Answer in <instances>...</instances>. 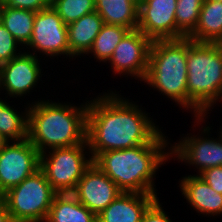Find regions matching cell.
<instances>
[{
	"label": "cell",
	"mask_w": 222,
	"mask_h": 222,
	"mask_svg": "<svg viewBox=\"0 0 222 222\" xmlns=\"http://www.w3.org/2000/svg\"><path fill=\"white\" fill-rule=\"evenodd\" d=\"M179 183L182 195L195 211L207 217L222 215V194L213 190L198 175H186Z\"/></svg>",
	"instance_id": "cell-16"
},
{
	"label": "cell",
	"mask_w": 222,
	"mask_h": 222,
	"mask_svg": "<svg viewBox=\"0 0 222 222\" xmlns=\"http://www.w3.org/2000/svg\"><path fill=\"white\" fill-rule=\"evenodd\" d=\"M141 222H172L157 198L145 211Z\"/></svg>",
	"instance_id": "cell-29"
},
{
	"label": "cell",
	"mask_w": 222,
	"mask_h": 222,
	"mask_svg": "<svg viewBox=\"0 0 222 222\" xmlns=\"http://www.w3.org/2000/svg\"><path fill=\"white\" fill-rule=\"evenodd\" d=\"M3 5L38 12L51 6V0H3Z\"/></svg>",
	"instance_id": "cell-27"
},
{
	"label": "cell",
	"mask_w": 222,
	"mask_h": 222,
	"mask_svg": "<svg viewBox=\"0 0 222 222\" xmlns=\"http://www.w3.org/2000/svg\"><path fill=\"white\" fill-rule=\"evenodd\" d=\"M122 191L94 163L84 172L72 194L98 216Z\"/></svg>",
	"instance_id": "cell-14"
},
{
	"label": "cell",
	"mask_w": 222,
	"mask_h": 222,
	"mask_svg": "<svg viewBox=\"0 0 222 222\" xmlns=\"http://www.w3.org/2000/svg\"><path fill=\"white\" fill-rule=\"evenodd\" d=\"M2 6H3V0H0V12L2 10Z\"/></svg>",
	"instance_id": "cell-33"
},
{
	"label": "cell",
	"mask_w": 222,
	"mask_h": 222,
	"mask_svg": "<svg viewBox=\"0 0 222 222\" xmlns=\"http://www.w3.org/2000/svg\"><path fill=\"white\" fill-rule=\"evenodd\" d=\"M25 112H18L8 103L0 111V133L8 141H20L28 137L29 104Z\"/></svg>",
	"instance_id": "cell-23"
},
{
	"label": "cell",
	"mask_w": 222,
	"mask_h": 222,
	"mask_svg": "<svg viewBox=\"0 0 222 222\" xmlns=\"http://www.w3.org/2000/svg\"><path fill=\"white\" fill-rule=\"evenodd\" d=\"M189 38L198 43L222 44V1H204L195 30Z\"/></svg>",
	"instance_id": "cell-18"
},
{
	"label": "cell",
	"mask_w": 222,
	"mask_h": 222,
	"mask_svg": "<svg viewBox=\"0 0 222 222\" xmlns=\"http://www.w3.org/2000/svg\"><path fill=\"white\" fill-rule=\"evenodd\" d=\"M166 137L168 138L161 132L149 144L99 153L93 159V163L122 192L157 195L154 188L156 172L162 164L171 159V143Z\"/></svg>",
	"instance_id": "cell-2"
},
{
	"label": "cell",
	"mask_w": 222,
	"mask_h": 222,
	"mask_svg": "<svg viewBox=\"0 0 222 222\" xmlns=\"http://www.w3.org/2000/svg\"><path fill=\"white\" fill-rule=\"evenodd\" d=\"M56 194L39 168L0 198L13 222H45Z\"/></svg>",
	"instance_id": "cell-6"
},
{
	"label": "cell",
	"mask_w": 222,
	"mask_h": 222,
	"mask_svg": "<svg viewBox=\"0 0 222 222\" xmlns=\"http://www.w3.org/2000/svg\"><path fill=\"white\" fill-rule=\"evenodd\" d=\"M45 222H97V216L72 193H57Z\"/></svg>",
	"instance_id": "cell-20"
},
{
	"label": "cell",
	"mask_w": 222,
	"mask_h": 222,
	"mask_svg": "<svg viewBox=\"0 0 222 222\" xmlns=\"http://www.w3.org/2000/svg\"><path fill=\"white\" fill-rule=\"evenodd\" d=\"M151 43L139 29L130 30L116 46L108 61L113 70L112 74L120 77L131 76L143 81L148 68Z\"/></svg>",
	"instance_id": "cell-11"
},
{
	"label": "cell",
	"mask_w": 222,
	"mask_h": 222,
	"mask_svg": "<svg viewBox=\"0 0 222 222\" xmlns=\"http://www.w3.org/2000/svg\"><path fill=\"white\" fill-rule=\"evenodd\" d=\"M213 190L222 194V166L208 168L199 175Z\"/></svg>",
	"instance_id": "cell-28"
},
{
	"label": "cell",
	"mask_w": 222,
	"mask_h": 222,
	"mask_svg": "<svg viewBox=\"0 0 222 222\" xmlns=\"http://www.w3.org/2000/svg\"><path fill=\"white\" fill-rule=\"evenodd\" d=\"M40 168V153L28 138L0 150V197Z\"/></svg>",
	"instance_id": "cell-8"
},
{
	"label": "cell",
	"mask_w": 222,
	"mask_h": 222,
	"mask_svg": "<svg viewBox=\"0 0 222 222\" xmlns=\"http://www.w3.org/2000/svg\"><path fill=\"white\" fill-rule=\"evenodd\" d=\"M221 128H219L221 131H219L220 133H221V135H222V126H220Z\"/></svg>",
	"instance_id": "cell-34"
},
{
	"label": "cell",
	"mask_w": 222,
	"mask_h": 222,
	"mask_svg": "<svg viewBox=\"0 0 222 222\" xmlns=\"http://www.w3.org/2000/svg\"><path fill=\"white\" fill-rule=\"evenodd\" d=\"M20 46L21 45L0 21V65L18 56L22 52L20 50H24V48H20Z\"/></svg>",
	"instance_id": "cell-26"
},
{
	"label": "cell",
	"mask_w": 222,
	"mask_h": 222,
	"mask_svg": "<svg viewBox=\"0 0 222 222\" xmlns=\"http://www.w3.org/2000/svg\"><path fill=\"white\" fill-rule=\"evenodd\" d=\"M40 60L31 51L21 52L9 62L0 65V90H5V96L20 98L38 84L43 74Z\"/></svg>",
	"instance_id": "cell-12"
},
{
	"label": "cell",
	"mask_w": 222,
	"mask_h": 222,
	"mask_svg": "<svg viewBox=\"0 0 222 222\" xmlns=\"http://www.w3.org/2000/svg\"><path fill=\"white\" fill-rule=\"evenodd\" d=\"M199 131L202 134L199 135H191L181 137L177 143L171 144L170 146V156L171 159L175 157L177 160L181 161L186 165H192L196 169H198L197 174L199 175L202 171L222 166V135L218 132V137L214 139V137L209 138V133L211 127L209 126H201ZM205 133V134H203ZM207 134L208 138L205 137ZM203 136V137H202ZM175 156V157H174Z\"/></svg>",
	"instance_id": "cell-10"
},
{
	"label": "cell",
	"mask_w": 222,
	"mask_h": 222,
	"mask_svg": "<svg viewBox=\"0 0 222 222\" xmlns=\"http://www.w3.org/2000/svg\"><path fill=\"white\" fill-rule=\"evenodd\" d=\"M186 64L188 110L194 114L196 127L222 101V44L198 43L188 37Z\"/></svg>",
	"instance_id": "cell-4"
},
{
	"label": "cell",
	"mask_w": 222,
	"mask_h": 222,
	"mask_svg": "<svg viewBox=\"0 0 222 222\" xmlns=\"http://www.w3.org/2000/svg\"><path fill=\"white\" fill-rule=\"evenodd\" d=\"M8 103L2 98H0V111L7 105Z\"/></svg>",
	"instance_id": "cell-32"
},
{
	"label": "cell",
	"mask_w": 222,
	"mask_h": 222,
	"mask_svg": "<svg viewBox=\"0 0 222 222\" xmlns=\"http://www.w3.org/2000/svg\"><path fill=\"white\" fill-rule=\"evenodd\" d=\"M9 141L0 133V150L5 147Z\"/></svg>",
	"instance_id": "cell-31"
},
{
	"label": "cell",
	"mask_w": 222,
	"mask_h": 222,
	"mask_svg": "<svg viewBox=\"0 0 222 222\" xmlns=\"http://www.w3.org/2000/svg\"><path fill=\"white\" fill-rule=\"evenodd\" d=\"M205 0H177L176 39L189 37L195 30Z\"/></svg>",
	"instance_id": "cell-24"
},
{
	"label": "cell",
	"mask_w": 222,
	"mask_h": 222,
	"mask_svg": "<svg viewBox=\"0 0 222 222\" xmlns=\"http://www.w3.org/2000/svg\"><path fill=\"white\" fill-rule=\"evenodd\" d=\"M31 49V54L38 56L46 55L51 59L66 55L70 58V49L67 41V25L53 9L52 6L36 12L33 32L26 49Z\"/></svg>",
	"instance_id": "cell-9"
},
{
	"label": "cell",
	"mask_w": 222,
	"mask_h": 222,
	"mask_svg": "<svg viewBox=\"0 0 222 222\" xmlns=\"http://www.w3.org/2000/svg\"><path fill=\"white\" fill-rule=\"evenodd\" d=\"M188 37L152 41L144 83L188 111Z\"/></svg>",
	"instance_id": "cell-5"
},
{
	"label": "cell",
	"mask_w": 222,
	"mask_h": 222,
	"mask_svg": "<svg viewBox=\"0 0 222 222\" xmlns=\"http://www.w3.org/2000/svg\"><path fill=\"white\" fill-rule=\"evenodd\" d=\"M0 222H13L6 204L0 198Z\"/></svg>",
	"instance_id": "cell-30"
},
{
	"label": "cell",
	"mask_w": 222,
	"mask_h": 222,
	"mask_svg": "<svg viewBox=\"0 0 222 222\" xmlns=\"http://www.w3.org/2000/svg\"><path fill=\"white\" fill-rule=\"evenodd\" d=\"M157 198V195L122 192L97 216V222H141Z\"/></svg>",
	"instance_id": "cell-15"
},
{
	"label": "cell",
	"mask_w": 222,
	"mask_h": 222,
	"mask_svg": "<svg viewBox=\"0 0 222 222\" xmlns=\"http://www.w3.org/2000/svg\"><path fill=\"white\" fill-rule=\"evenodd\" d=\"M95 6L105 24L137 29L139 0H95Z\"/></svg>",
	"instance_id": "cell-19"
},
{
	"label": "cell",
	"mask_w": 222,
	"mask_h": 222,
	"mask_svg": "<svg viewBox=\"0 0 222 222\" xmlns=\"http://www.w3.org/2000/svg\"><path fill=\"white\" fill-rule=\"evenodd\" d=\"M129 31L130 29L121 25L104 23L87 54L94 56V59L99 60L98 62L107 63L116 46Z\"/></svg>",
	"instance_id": "cell-22"
},
{
	"label": "cell",
	"mask_w": 222,
	"mask_h": 222,
	"mask_svg": "<svg viewBox=\"0 0 222 222\" xmlns=\"http://www.w3.org/2000/svg\"><path fill=\"white\" fill-rule=\"evenodd\" d=\"M121 96L110 91L88 100L86 141L92 159L105 151L149 144L162 132L150 113Z\"/></svg>",
	"instance_id": "cell-1"
},
{
	"label": "cell",
	"mask_w": 222,
	"mask_h": 222,
	"mask_svg": "<svg viewBox=\"0 0 222 222\" xmlns=\"http://www.w3.org/2000/svg\"><path fill=\"white\" fill-rule=\"evenodd\" d=\"M36 12L13 7L2 6L0 21L24 48L30 42ZM24 46V47H23Z\"/></svg>",
	"instance_id": "cell-21"
},
{
	"label": "cell",
	"mask_w": 222,
	"mask_h": 222,
	"mask_svg": "<svg viewBox=\"0 0 222 222\" xmlns=\"http://www.w3.org/2000/svg\"><path fill=\"white\" fill-rule=\"evenodd\" d=\"M51 6L66 25L96 11L95 0H51Z\"/></svg>",
	"instance_id": "cell-25"
},
{
	"label": "cell",
	"mask_w": 222,
	"mask_h": 222,
	"mask_svg": "<svg viewBox=\"0 0 222 222\" xmlns=\"http://www.w3.org/2000/svg\"><path fill=\"white\" fill-rule=\"evenodd\" d=\"M103 24L102 17L94 11L67 25L70 57H80L87 54Z\"/></svg>",
	"instance_id": "cell-17"
},
{
	"label": "cell",
	"mask_w": 222,
	"mask_h": 222,
	"mask_svg": "<svg viewBox=\"0 0 222 222\" xmlns=\"http://www.w3.org/2000/svg\"><path fill=\"white\" fill-rule=\"evenodd\" d=\"M87 153L90 154V150L86 141L71 147L52 148L40 154V169L57 193H72L76 189L78 181L93 163L92 156Z\"/></svg>",
	"instance_id": "cell-7"
},
{
	"label": "cell",
	"mask_w": 222,
	"mask_h": 222,
	"mask_svg": "<svg viewBox=\"0 0 222 222\" xmlns=\"http://www.w3.org/2000/svg\"><path fill=\"white\" fill-rule=\"evenodd\" d=\"M66 103L49 99L29 103L27 138L40 154L86 142L88 101L80 106Z\"/></svg>",
	"instance_id": "cell-3"
},
{
	"label": "cell",
	"mask_w": 222,
	"mask_h": 222,
	"mask_svg": "<svg viewBox=\"0 0 222 222\" xmlns=\"http://www.w3.org/2000/svg\"><path fill=\"white\" fill-rule=\"evenodd\" d=\"M177 0H139L138 27L151 41L176 39Z\"/></svg>",
	"instance_id": "cell-13"
}]
</instances>
